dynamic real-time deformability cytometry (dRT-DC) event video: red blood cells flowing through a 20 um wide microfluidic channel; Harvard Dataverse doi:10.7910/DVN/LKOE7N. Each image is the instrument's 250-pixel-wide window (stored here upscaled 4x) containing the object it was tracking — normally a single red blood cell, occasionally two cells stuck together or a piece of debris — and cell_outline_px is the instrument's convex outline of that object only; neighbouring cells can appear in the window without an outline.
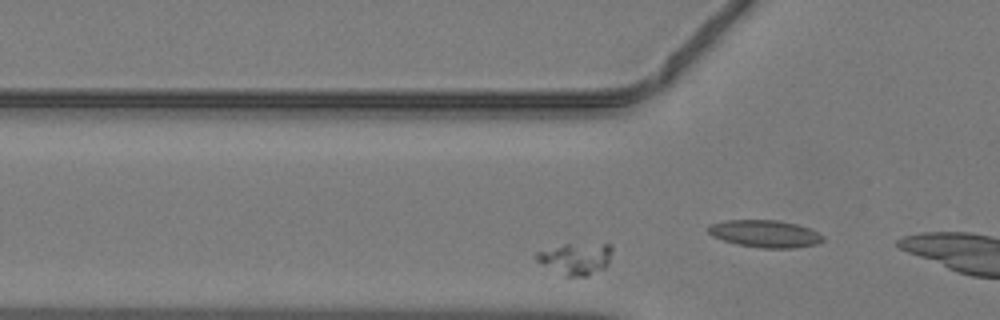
{"species": "common noctule bat (a hibernating species)", "species_latin": "Nyctalus noctula", "temperature_condition": "warm", "stored_images_in_passage": 20, "camera_frame_rate_fps": 3000, "um_per_image_px": 0.085, "animal": {"sex": "male", "body_mass_g": 19.2, "forearm_length_mm": 51.8}, "frame": {"image": 1, "passage_image": 6, "time_ms": 1.667, "image_size_px": [1000, 320], "cell_outline_px": [[612, 252], [608, 264], [604, 268], [588, 276], [564, 276], [536, 260], [536, 252], [564, 244], [608, 244], [612, 248]], "centroid_in_image_um": [48.96, 21.99], "position_along_channel_um": 76.8, "area_um2": 13.81}}
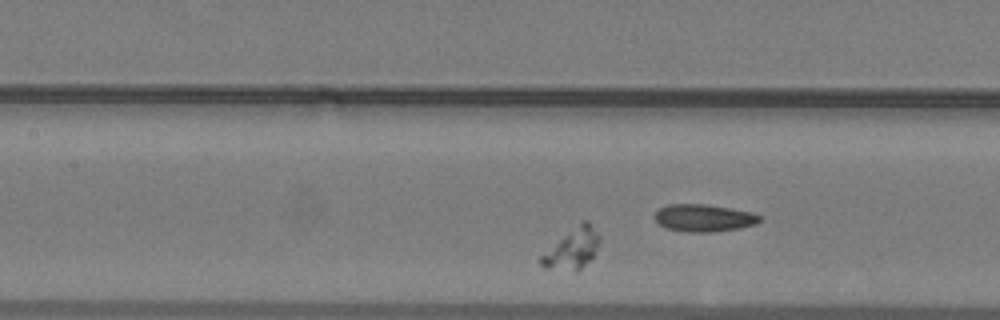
{"frame": {"image": 2, "passage_image": 12, "time_ms": 3.667, "image_size_px": [1000, 320], "cell_outline_px": [[600, 244], [592, 256], [576, 272], [544, 268], [536, 260], [540, 256], [564, 236], [584, 220], [588, 220], [600, 236]], "centroid_in_image_um": [48.63, 21.18], "position_along_channel_um": 158.8, "area_um2": 13.47}}
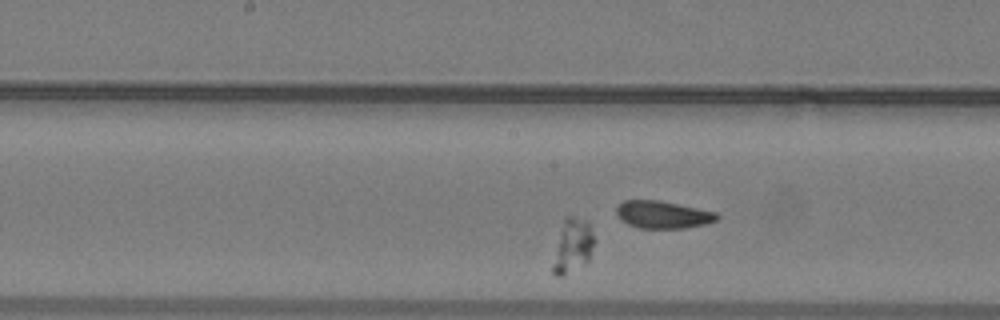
{"frame": {"image": 3, "passage_image": 15, "time_ms": 4.667, "image_size_px": [1000, 320], "cell_outline_px": [[592, 244], [588, 264], [560, 276], [556, 276], [552, 272], [552, 264], [564, 216], [572, 216], [584, 220], [588, 224], [592, 236]], "centroid_in_image_um": [48.64, 20.93], "position_along_channel_um": 199.6, "area_um2": 12.6}}